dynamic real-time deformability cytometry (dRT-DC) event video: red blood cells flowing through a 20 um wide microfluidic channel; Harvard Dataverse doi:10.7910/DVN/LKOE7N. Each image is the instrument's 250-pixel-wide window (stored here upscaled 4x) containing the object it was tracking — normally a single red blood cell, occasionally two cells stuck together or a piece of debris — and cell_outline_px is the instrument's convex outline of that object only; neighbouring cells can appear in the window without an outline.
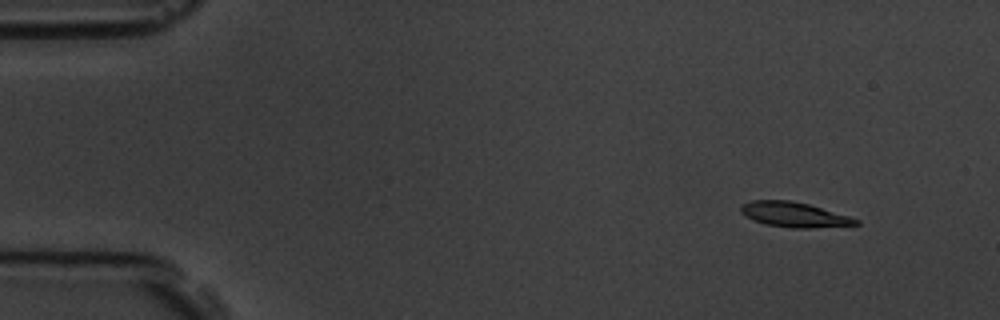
{"species": "common noctule bat (a hibernating species)", "species_latin": "Nyctalus noctula", "temperature_condition": "room temperature", "stored_images_in_passage": 4, "camera_frame_rate_fps": 3000, "um_per_image_px": 0.085, "animal": {"sex": "male", "body_mass_g": 19.5, "forearm_length_mm": 54.6}, "frame": {"image": 1, "passage_image": 1, "time_ms": 0.0, "image_size_px": [1000, 320], "cell_outline_px": [[860, 224], [812, 228], [792, 228], [764, 224], [744, 216], [740, 212], [740, 204], [752, 200], [788, 200], [808, 204], [848, 216], [860, 220]], "centroid_in_image_um": [67.45, 18.24], "position_along_channel_um": 17.6, "area_um2": 16.7}}
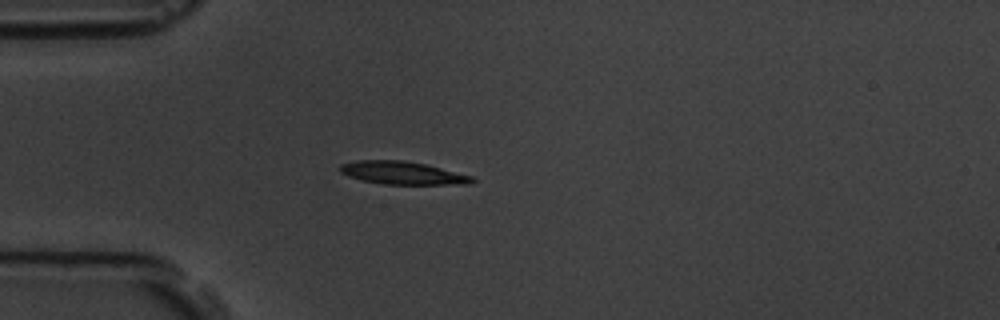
{"frame": {"image": 2, "passage_image": 4, "time_ms": 3.333, "image_size_px": [1000, 320], "cell_outline_px": [[476, 180], [468, 184], [384, 184], [364, 180], [348, 176], [340, 172], [340, 164], [356, 160], [404, 160], [424, 164], [472, 176]], "centroid_in_image_um": [34.19, 14.69], "position_along_channel_um": 50.8, "area_um2": 17.4}}